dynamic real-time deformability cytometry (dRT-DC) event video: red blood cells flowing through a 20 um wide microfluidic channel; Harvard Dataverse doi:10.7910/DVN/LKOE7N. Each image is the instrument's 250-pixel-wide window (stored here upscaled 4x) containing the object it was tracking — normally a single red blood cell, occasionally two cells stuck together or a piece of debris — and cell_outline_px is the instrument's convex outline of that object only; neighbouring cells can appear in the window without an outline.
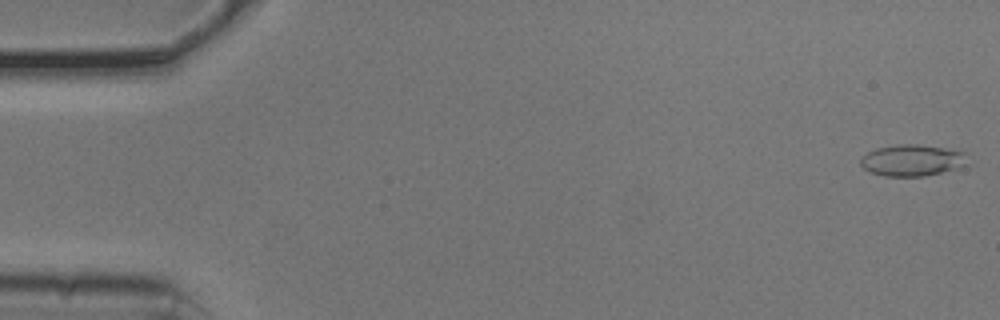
{"species": "common noctule bat (a hibernating species)", "species_latin": "Nyctalus noctula", "temperature_condition": "cold", "stored_images_in_passage": 53, "camera_frame_rate_fps": 3000, "um_per_image_px": 0.085, "animal": {"sex": "male", "body_mass_g": 20.5, "forearm_length_mm": 52.5}, "frame": {"image": 1, "passage_image": 1, "time_ms": 0.0, "image_size_px": [1000, 320], "cell_outline_px": [[964, 164], [956, 168], [924, 176], [884, 176], [872, 172], [864, 168], [860, 164], [860, 160], [868, 152], [876, 148], [900, 144], [916, 144], [944, 148], [964, 152]], "centroid_in_image_um": [77.47, 13.62], "position_along_channel_um": 7.5, "area_um2": 19.07}}
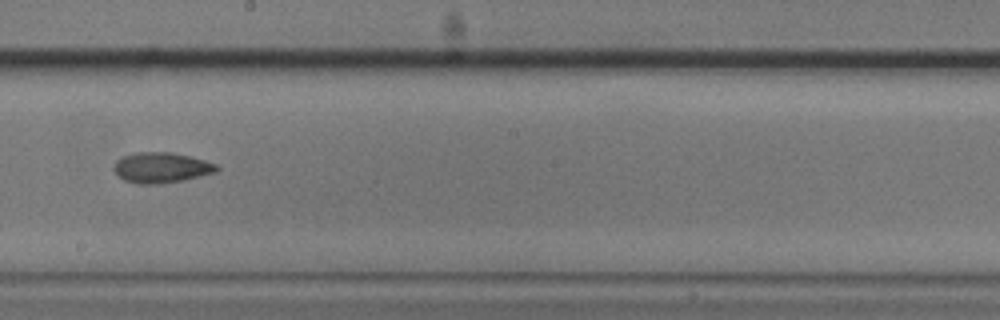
{"frame": {"image": 2, "passage_image": 30, "time_ms": 9.667, "image_size_px": [1000, 320], "cell_outline_px": [[220, 168], [216, 172], [184, 180], [156, 184], [136, 184], [124, 180], [112, 168], [116, 160], [124, 156], [136, 152], [172, 152], [192, 156], [216, 164]], "centroid_in_image_um": [13.72, 14.24], "position_along_channel_um": 234.5, "area_um2": 18.32}}
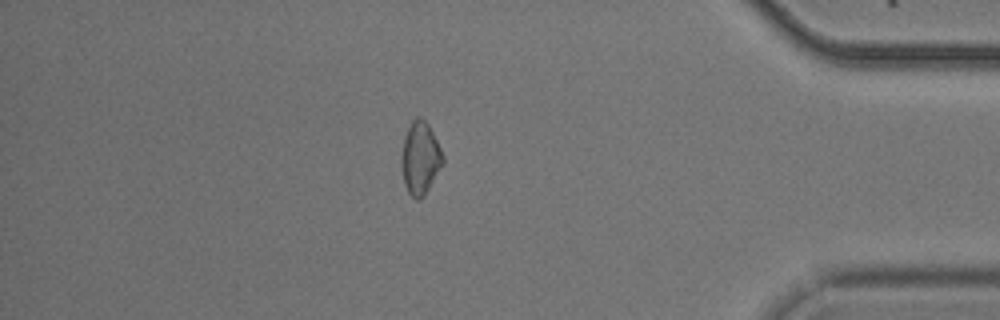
{"frame": {"image": 3, "passage_image": 46, "time_ms": 15.0, "image_size_px": [1000, 320], "cell_outline_px": [[444, 164], [424, 196], [416, 200], [408, 192], [404, 184], [400, 164], [400, 156], [404, 136], [412, 120], [416, 116], [420, 116], [428, 124], [444, 156]], "centroid_in_image_um": [35.7, 13.45], "position_along_channel_um": 399.5, "area_um2": 17.74}, "authors_computed_cell_mechanics": {"area_um2": 18.1492, "velocity_mm_per_s": 3.7696, "shape_relaxation_time_tau1_ms": 4.4186, "shape_relaxation_time_tau2_ms": 7.1275, "deformation_change_tau1": 0.08, "deformation_change_tau2": 0.0836}}